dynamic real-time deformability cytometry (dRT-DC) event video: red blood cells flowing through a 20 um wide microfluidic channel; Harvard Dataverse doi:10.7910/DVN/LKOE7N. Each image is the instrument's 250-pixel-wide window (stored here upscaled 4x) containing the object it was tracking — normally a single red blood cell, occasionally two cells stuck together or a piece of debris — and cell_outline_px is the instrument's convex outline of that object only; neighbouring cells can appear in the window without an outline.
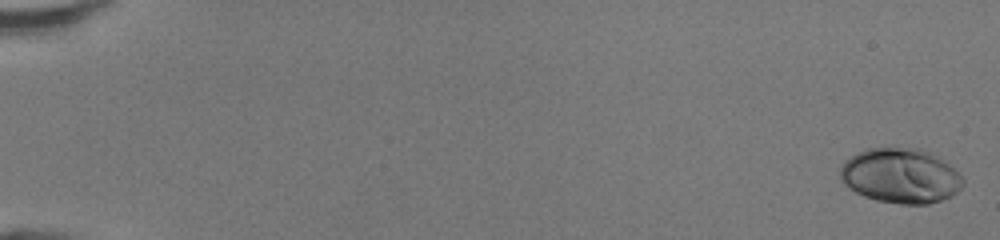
{"species": "human", "species_latin": "Homo sapiens", "temperature_condition": "room temperature", "stored_images_in_passage": 48, "camera_frame_rate_fps": 3000, "um_per_image_px": 0.085, "donor": {"sex": "female"}, "frame": {"image": 1, "passage_image": 1, "time_ms": 0.0, "image_size_px": [1000, 240], "cell_outline_px": [[964, 184], [952, 196], [928, 204], [900, 204], [876, 200], [864, 196], [856, 192], [844, 184], [840, 180], [840, 168], [844, 160], [856, 152], [868, 148], [920, 148], [936, 156], [948, 164], [964, 180]], "centroid_in_image_um": [76.51, 14.94], "position_along_channel_um": 8.5, "area_um2": 39.19}}
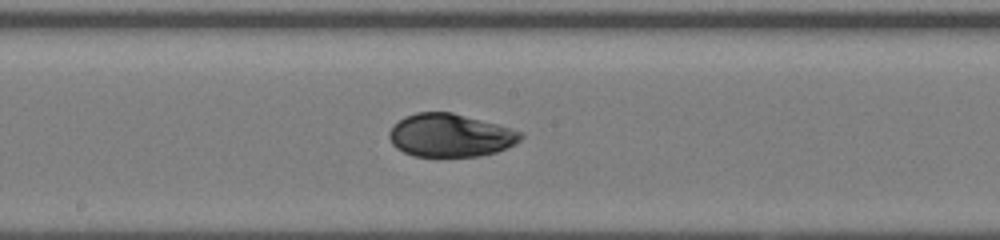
{"frame": {"image": 2, "passage_image": 28, "time_ms": 9.0, "image_size_px": [1000, 240], "cell_outline_px": [[524, 136], [516, 144], [496, 152], [480, 156], [416, 156], [404, 152], [396, 148], [392, 144], [388, 136], [388, 132], [392, 124], [404, 116], [416, 112], [452, 112], [496, 124], [524, 132]], "centroid_in_image_um": [38.25, 11.5], "position_along_channel_um": 209.9, "area_um2": 33.18}}
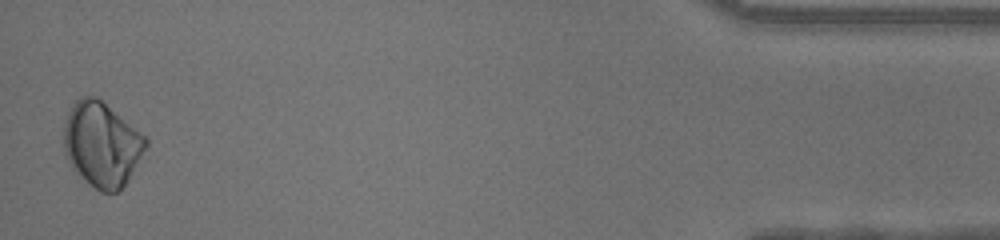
{"frame": {"image": 3, "passage_image": 48, "time_ms": 15.667, "image_size_px": [1000, 240], "cell_outline_px": [[148, 144], [128, 180], [116, 192], [100, 192], [88, 184], [68, 164], [64, 156], [64, 120], [72, 104], [80, 96], [96, 96], [104, 100], [148, 136]], "centroid_in_image_um": [8.65, 12.22], "position_along_channel_um": 426.6, "area_um2": 41.27}, "authors_computed_cell_mechanics": {"area_um2": 34.5355, "velocity_mm_per_s": 4.3529, "shape_relaxation_time_tau1_ms": 5.0311, "shape_relaxation_time_tau2_ms": null, "deformation_change_tau1": 0.15, "deformation_change_tau2": null}}